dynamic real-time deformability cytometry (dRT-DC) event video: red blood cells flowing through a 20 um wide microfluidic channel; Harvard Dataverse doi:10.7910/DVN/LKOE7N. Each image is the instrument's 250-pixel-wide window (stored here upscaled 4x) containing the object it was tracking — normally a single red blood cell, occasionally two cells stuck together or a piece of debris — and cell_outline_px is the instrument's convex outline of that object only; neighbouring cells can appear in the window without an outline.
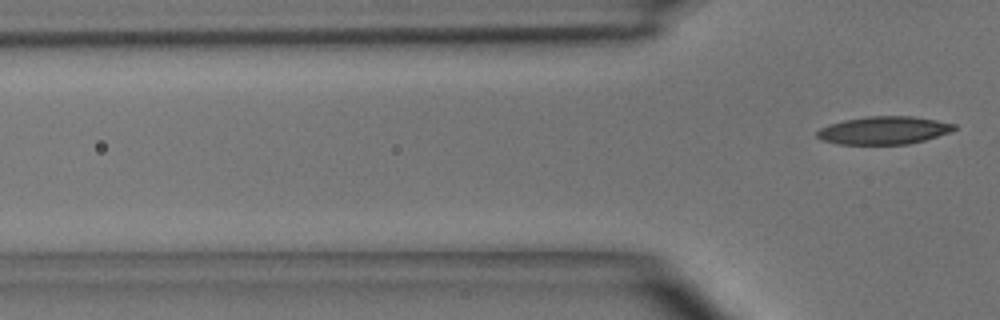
{"species": "common noctule bat (a hibernating species)", "species_latin": "Nyctalus noctula", "temperature_condition": "room temperature", "stored_images_in_passage": 3, "camera_frame_rate_fps": 3000, "um_per_image_px": 0.085, "animal": {"sex": "male", "body_mass_g": 15.6}, "frame": {"image": 1, "passage_image": 3, "time_ms": 3.333, "image_size_px": [1000, 320], "cell_outline_px": [[956, 128], [948, 132], [924, 140], [908, 144], [840, 144], [824, 140], [816, 136], [816, 132], [820, 128], [828, 124], [844, 120], [868, 116], [912, 116], [936, 120], [956, 124]], "centroid_in_image_um": [75.1, 11.07], "position_along_channel_um": 50.7, "area_um2": 22.08}}